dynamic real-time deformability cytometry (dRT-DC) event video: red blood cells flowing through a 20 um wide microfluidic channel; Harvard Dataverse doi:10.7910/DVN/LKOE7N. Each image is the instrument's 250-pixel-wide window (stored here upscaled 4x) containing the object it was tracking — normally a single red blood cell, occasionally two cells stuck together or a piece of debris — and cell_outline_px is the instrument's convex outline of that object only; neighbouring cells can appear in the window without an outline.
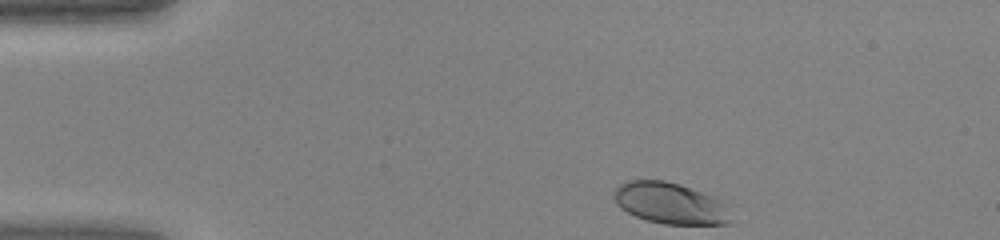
{"species": "human", "species_latin": "Homo sapiens", "temperature_condition": "warm", "stored_images_in_passage": 34, "camera_frame_rate_fps": 3000, "um_per_image_px": 0.085, "donor": {"sex": "female"}, "frame": {"image": 1, "passage_image": 1, "time_ms": 0.0, "image_size_px": [1000, 240], "cell_outline_px": [[732, 224], [664, 224], [648, 220], [636, 216], [620, 208], [616, 204], [612, 196], [616, 188], [620, 184], [628, 180], [664, 180], [680, 184], [712, 196], [720, 200], [732, 220]], "centroid_in_image_um": [56.92, 17.27], "position_along_channel_um": 28.1, "area_um2": 27.98}}
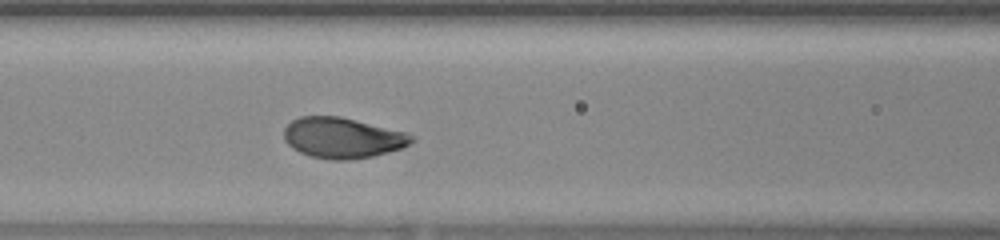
{"frame": {"image": 2, "passage_image": 13, "time_ms": 4.0, "image_size_px": [1000, 240], "cell_outline_px": [[416, 140], [404, 148], [372, 156], [352, 160], [332, 160], [312, 156], [300, 152], [292, 148], [284, 140], [284, 128], [292, 120], [300, 116], [340, 116], [408, 132], [416, 136]], "centroid_in_image_um": [29.17, 11.71], "position_along_channel_um": 137.4, "area_um2": 30.58}}
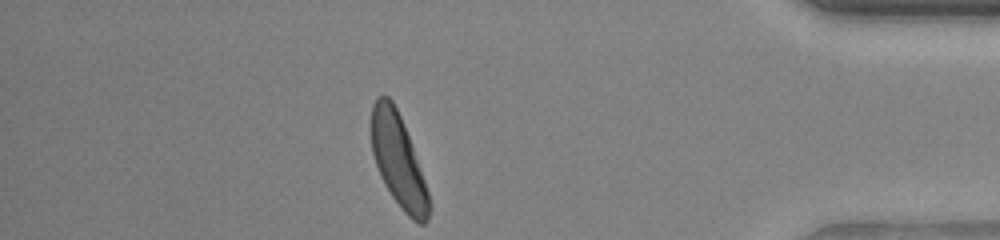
{"frame": {"image": 3, "passage_image": 33, "time_ms": 10.667, "image_size_px": [1000, 240], "cell_outline_px": [[432, 208], [428, 220], [424, 224], [420, 224], [412, 220], [400, 208], [384, 184], [380, 176], [372, 152], [368, 128], [372, 104], [376, 96], [388, 96], [392, 100], [404, 124], [424, 180], [432, 204]], "centroid_in_image_um": [33.82, 13.64], "position_along_channel_um": 401.4, "area_um2": 31.67}}